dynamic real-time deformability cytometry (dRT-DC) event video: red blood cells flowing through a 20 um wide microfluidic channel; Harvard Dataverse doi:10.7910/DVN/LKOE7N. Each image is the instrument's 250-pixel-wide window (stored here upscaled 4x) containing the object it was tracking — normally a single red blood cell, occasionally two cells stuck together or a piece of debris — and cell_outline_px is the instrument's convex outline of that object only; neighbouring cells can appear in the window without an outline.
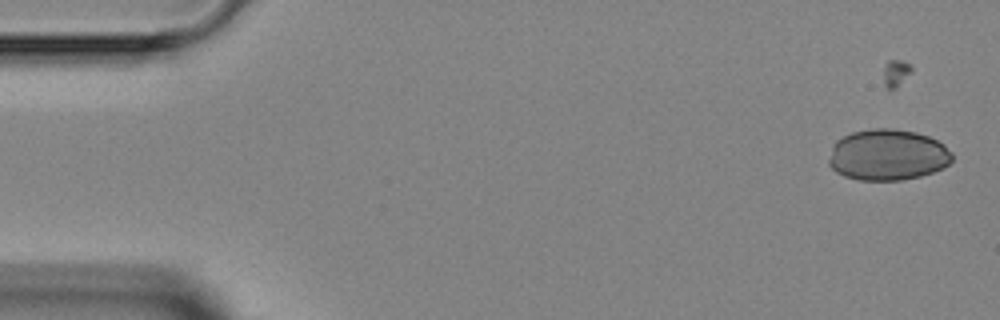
{"species": "Egyptian fruit bat (a non-hibernating species)", "species_latin": "Rousettus aegyptiacus", "temperature_condition": "room temperature", "stored_images_in_passage": 7, "camera_frame_rate_fps": 3000, "um_per_image_px": 0.085, "animal": {"sex": "female"}, "frame": {"image": 1, "passage_image": 1, "time_ms": 0.0, "image_size_px": [1000, 320], "cell_outline_px": [[952, 160], [944, 168], [920, 176], [900, 180], [860, 180], [844, 176], [836, 172], [828, 164], [828, 160], [832, 148], [836, 140], [852, 132], [872, 128], [892, 128], [916, 132], [928, 136], [944, 144], [952, 152]], "centroid_in_image_um": [75.45, 13.16], "position_along_channel_um": 9.5, "area_um2": 36.88}}